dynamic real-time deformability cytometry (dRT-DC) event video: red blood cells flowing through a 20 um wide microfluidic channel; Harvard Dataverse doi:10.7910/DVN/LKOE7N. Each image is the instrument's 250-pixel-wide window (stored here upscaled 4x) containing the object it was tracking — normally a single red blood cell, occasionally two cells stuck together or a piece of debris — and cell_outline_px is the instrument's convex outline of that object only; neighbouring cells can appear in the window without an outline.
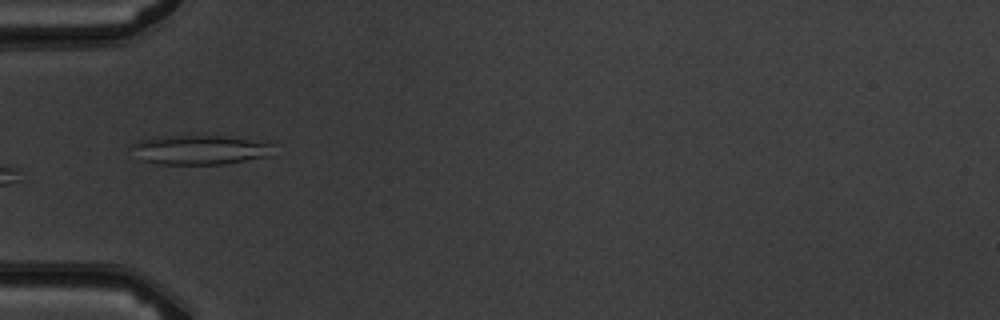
{"species": "common noctule bat (a hibernating species)", "species_latin": "Nyctalus noctula", "temperature_condition": "warm", "stored_images_in_passage": 8, "camera_frame_rate_fps": 3000, "um_per_image_px": 0.085, "animal": {"sex": "male", "body_mass_g": 19.5, "forearm_length_mm": 54.6}, "frame": {"image": 1, "passage_image": 5, "time_ms": 4.667, "image_size_px": [1000, 320], "cell_outline_px": [[276, 156], [224, 164], [160, 164], [140, 160], [128, 144], [140, 140], [156, 136], [228, 136], [276, 140]], "centroid_in_image_um": [17.21, 12.71], "position_along_channel_um": 67.8, "area_um2": 25.66}}
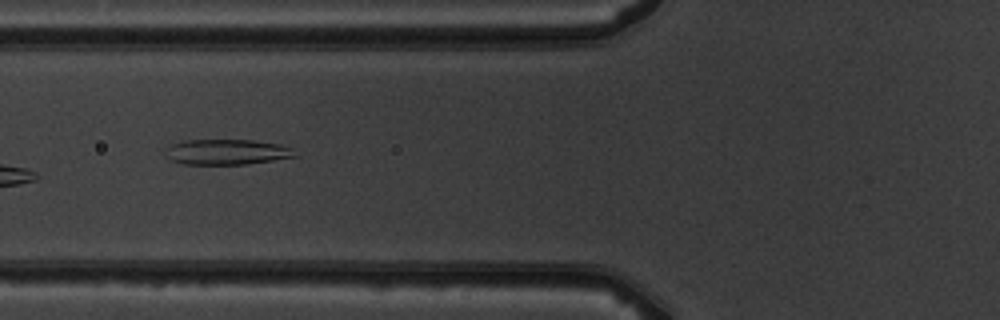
{"frame": {"image": 2, "passage_image": 6, "time_ms": 5.667, "image_size_px": [1000, 320], "cell_outline_px": [[300, 156], [244, 164], [184, 164], [172, 160], [164, 156], [164, 148], [172, 144], [184, 140], [252, 140], [280, 144], [292, 148]], "centroid_in_image_um": [19.26, 12.91], "position_along_channel_um": 106.5, "area_um2": 19.31}}